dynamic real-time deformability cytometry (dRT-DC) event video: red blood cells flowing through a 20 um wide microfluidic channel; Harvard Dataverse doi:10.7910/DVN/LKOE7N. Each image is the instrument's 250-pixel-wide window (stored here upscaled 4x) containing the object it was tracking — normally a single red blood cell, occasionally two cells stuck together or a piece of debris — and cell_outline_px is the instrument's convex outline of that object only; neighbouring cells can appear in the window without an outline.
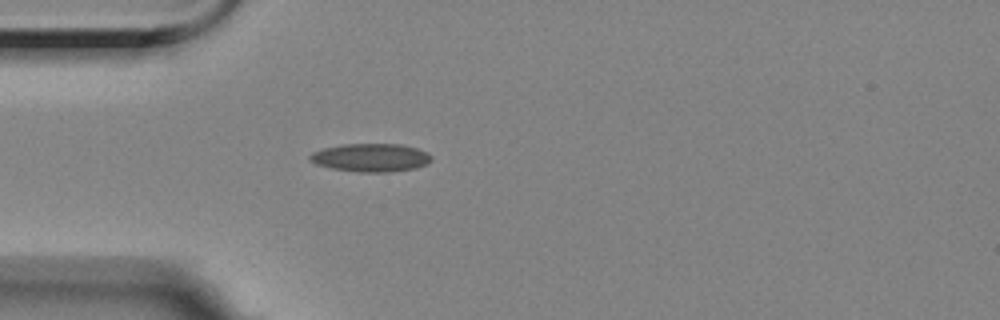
{"species": "Egyptian fruit bat (a non-hibernating species)", "species_latin": "Rousettus aegyptiacus", "temperature_condition": "room temperature", "stored_images_in_passage": 42, "camera_frame_rate_fps": 3000, "um_per_image_px": 0.085, "animal": {"sex": "female"}, "frame": {"image": 1, "passage_image": 1, "time_ms": 0.0, "image_size_px": [1000, 320], "cell_outline_px": [[432, 160], [428, 164], [416, 168], [388, 172], [360, 172], [332, 168], [316, 164], [308, 160], [308, 156], [312, 152], [324, 148], [344, 144], [400, 144], [416, 148], [428, 152], [432, 156]], "centroid_in_image_um": [31.54, 13.4], "position_along_channel_um": 53.5, "area_um2": 20.06}}
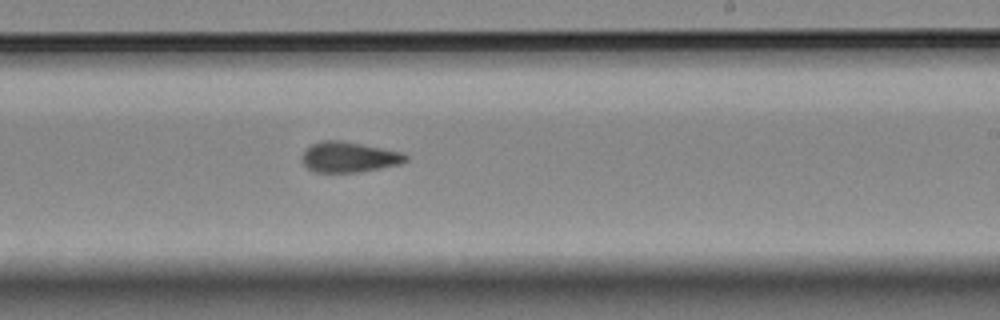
{"frame": {"image": 2, "passage_image": 19, "time_ms": 6.0, "image_size_px": [1000, 320], "cell_outline_px": [[408, 160], [400, 164], [380, 168], [356, 172], [316, 172], [308, 168], [304, 164], [304, 152], [312, 144], [320, 140], [340, 140], [404, 152], [408, 156]], "centroid_in_image_um": [29.71, 13.34], "position_along_channel_um": 259.3, "area_um2": 18.21}}
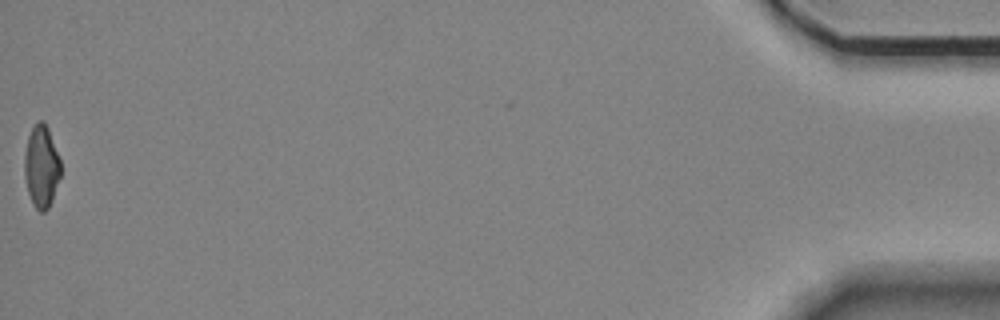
{"frame": {"image": 3, "passage_image": 42, "time_ms": 13.667, "image_size_px": [1000, 320], "cell_outline_px": [[60, 176], [52, 200], [48, 208], [44, 212], [40, 212], [32, 204], [28, 192], [24, 176], [24, 156], [28, 136], [32, 128], [40, 120], [44, 120], [48, 128], [60, 160]], "centroid_in_image_um": [3.51, 14.16], "position_along_channel_um": 431.7, "area_um2": 17.28}, "authors_computed_cell_mechanics": {"area_um2": 18.207, "velocity_mm_per_s": 3.5196, "shape_relaxation_time_tau1_ms": 6.2345, "shape_relaxation_time_tau2_ms": 2.9133, "deformation_change_tau1": 0.1573, "deformation_change_tau2": 0.1082}}